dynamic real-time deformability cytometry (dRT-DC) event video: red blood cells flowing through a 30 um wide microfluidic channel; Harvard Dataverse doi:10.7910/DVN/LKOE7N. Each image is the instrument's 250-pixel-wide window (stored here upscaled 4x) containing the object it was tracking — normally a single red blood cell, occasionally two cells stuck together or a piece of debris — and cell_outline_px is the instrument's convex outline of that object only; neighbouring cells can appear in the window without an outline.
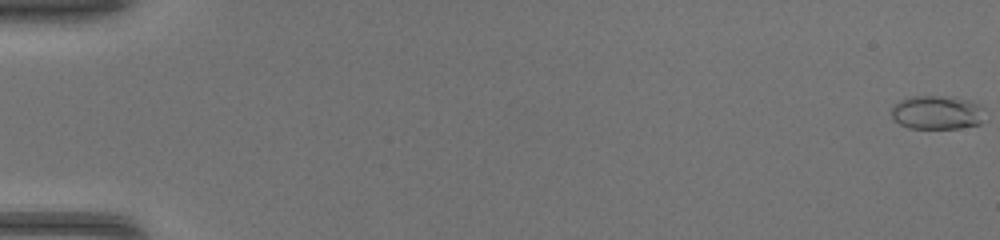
{"species": "common noctule bat (a hibernating species)", "species_latin": "Nyctalus noctula", "temperature_condition": "warm", "stored_images_in_passage": 48, "camera_frame_rate_fps": 3000, "um_per_image_px": 0.085, "animal": {"sex": "female", "body_mass_g": 17.0, "forearm_length_mm": 48.0}, "frame": {"image": 1, "passage_image": 1, "time_ms": 0.0, "image_size_px": [1000, 240], "cell_outline_px": [[984, 108], [980, 124], [960, 128], [908, 128], [900, 124], [892, 116], [892, 104], [908, 96], [948, 96], [972, 100], [980, 104]], "centroid_in_image_um": [79.65, 9.54], "position_along_channel_um": 5.4, "area_um2": 18.61}}
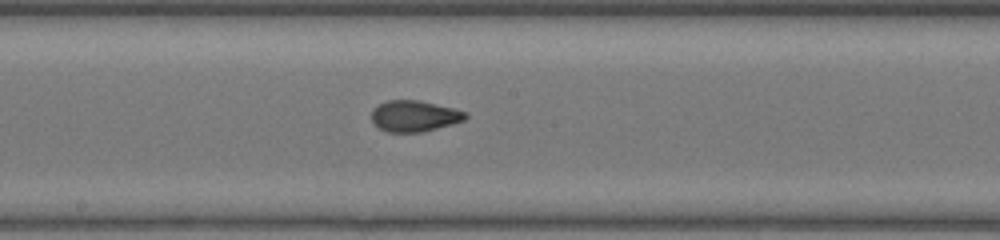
{"frame": {"image": 2, "passage_image": 27, "time_ms": 8.667, "image_size_px": [1000, 240], "cell_outline_px": [[468, 116], [464, 120], [452, 124], [424, 132], [384, 132], [372, 124], [372, 108], [388, 100], [420, 100], [468, 112]], "centroid_in_image_um": [35.2, 9.87], "position_along_channel_um": 213.0, "area_um2": 17.22}}
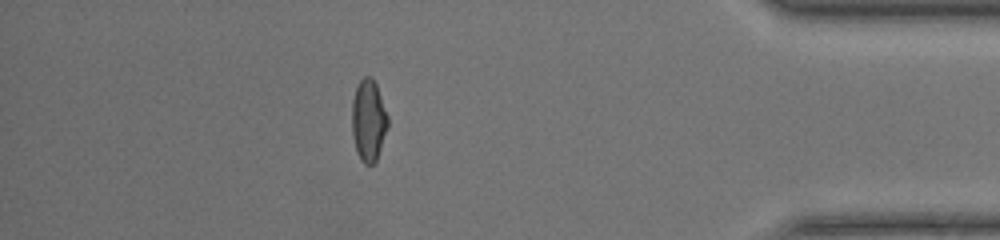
{"frame": {"image": 3, "passage_image": 42, "time_ms": 13.667, "image_size_px": [1000, 240], "cell_outline_px": [[388, 128], [376, 160], [372, 164], [364, 164], [360, 160], [356, 152], [352, 136], [352, 100], [356, 88], [360, 80], [364, 76], [372, 76], [376, 84], [388, 116]], "centroid_in_image_um": [31.31, 10.24], "position_along_channel_um": 403.9, "area_um2": 17.22}}